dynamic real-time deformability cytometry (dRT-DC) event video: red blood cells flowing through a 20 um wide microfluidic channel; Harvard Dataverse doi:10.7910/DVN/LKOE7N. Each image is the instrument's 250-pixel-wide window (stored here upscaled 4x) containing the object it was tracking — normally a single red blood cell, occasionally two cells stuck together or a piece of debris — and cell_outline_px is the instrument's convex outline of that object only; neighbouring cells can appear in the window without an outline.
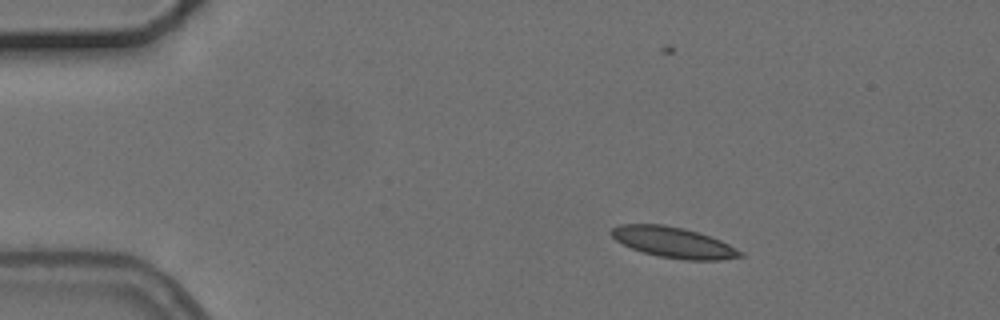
{"species": "common noctule bat (a hibernating species)", "species_latin": "Nyctalus noctula", "temperature_condition": "cold", "stored_images_in_passage": 4, "camera_frame_rate_fps": 3000, "um_per_image_px": 0.085, "animal": {"sex": "female", "body_mass_g": 24.6, "forearm_length_mm": 56.2}, "frame": {"image": 1, "passage_image": 1, "time_ms": 0.0, "image_size_px": [1000, 320], "cell_outline_px": [[744, 256], [720, 260], [688, 260], [660, 256], [644, 252], [632, 248], [616, 240], [608, 232], [612, 228], [620, 224], [664, 224], [684, 228], [720, 240], [744, 252]], "centroid_in_image_um": [57.25, 20.6], "position_along_channel_um": 27.8, "area_um2": 22.83}}
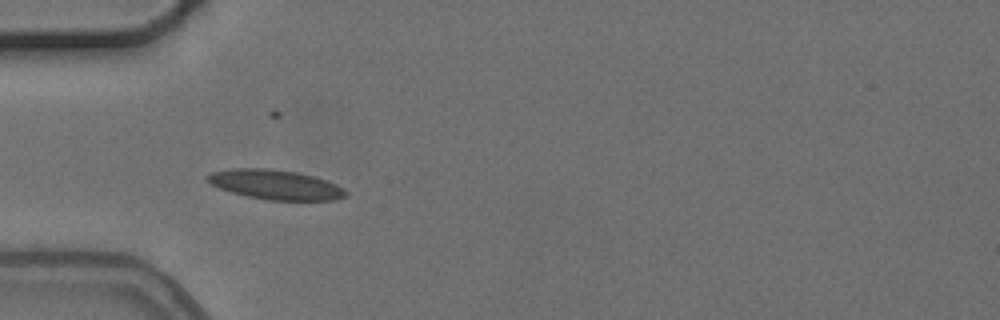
{"frame": {"image": 2, "passage_image": 3, "time_ms": 2.667, "image_size_px": [1000, 320], "cell_outline_px": [[348, 196], [336, 200], [268, 200], [248, 196], [232, 192], [220, 188], [212, 184], [204, 176], [212, 172], [232, 168], [268, 168], [296, 172], [312, 176], [336, 184], [344, 188], [348, 192]], "centroid_in_image_um": [23.44, 15.69], "position_along_channel_um": 61.6, "area_um2": 23.81}}
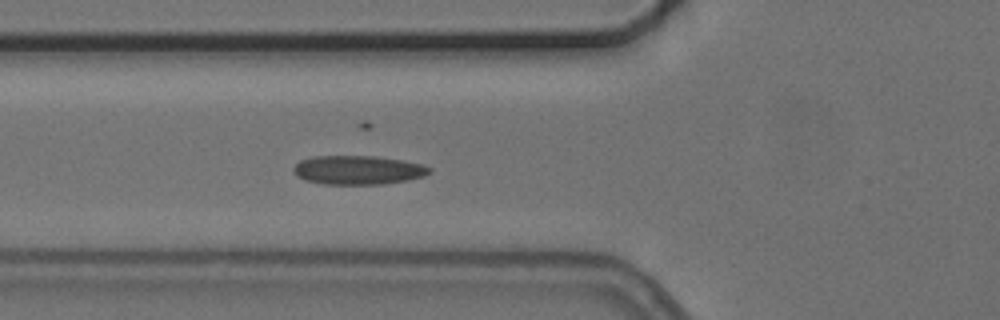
{"frame": {"image": 3, "passage_image": 4, "time_ms": 3.667, "image_size_px": [1000, 320], "cell_outline_px": [[432, 172], [424, 176], [408, 180], [384, 184], [324, 184], [304, 180], [296, 176], [292, 172], [292, 168], [300, 160], [312, 156], [376, 156], [400, 160], [420, 164], [432, 168]], "centroid_in_image_um": [30.4, 14.45], "position_along_channel_um": 95.4, "area_um2": 23.06}}